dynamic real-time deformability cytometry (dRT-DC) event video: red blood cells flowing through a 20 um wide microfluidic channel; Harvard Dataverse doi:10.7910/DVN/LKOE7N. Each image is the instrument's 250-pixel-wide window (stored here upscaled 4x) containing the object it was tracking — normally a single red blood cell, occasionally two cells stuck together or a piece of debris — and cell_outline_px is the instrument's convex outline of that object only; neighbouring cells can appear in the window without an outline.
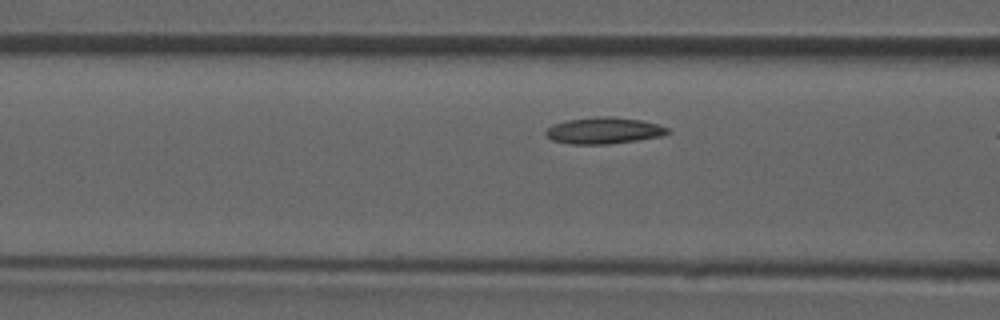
{"species": "common noctule bat (a hibernating species)", "species_latin": "Nyctalus noctula", "temperature_condition": "room temperature", "stored_images_in_passage": 10, "camera_frame_rate_fps": 3000, "um_per_image_px": 0.085, "animal": {"sex": "male", "forearm_length_mm": 52.5}, "frame": {"image": 1, "passage_image": 9, "time_ms": 2.667, "image_size_px": [1000, 320], "cell_outline_px": [[672, 132], [660, 136], [636, 140], [608, 144], [572, 144], [552, 140], [544, 132], [552, 124], [568, 120], [596, 116], [612, 116], [640, 120], [656, 124], [668, 128]], "centroid_in_image_um": [51.31, 11.09], "position_along_channel_um": 115.3, "area_um2": 18.67}}